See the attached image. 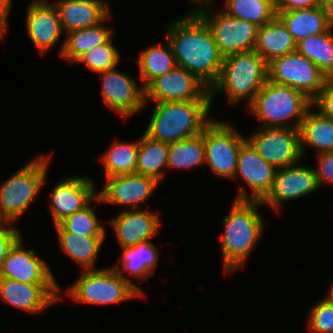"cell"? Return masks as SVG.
<instances>
[{"label":"cell","mask_w":333,"mask_h":333,"mask_svg":"<svg viewBox=\"0 0 333 333\" xmlns=\"http://www.w3.org/2000/svg\"><path fill=\"white\" fill-rule=\"evenodd\" d=\"M168 150L169 143L154 140L143 132L139 138L136 173L161 183L167 171Z\"/></svg>","instance_id":"cell-29"},{"label":"cell","mask_w":333,"mask_h":333,"mask_svg":"<svg viewBox=\"0 0 333 333\" xmlns=\"http://www.w3.org/2000/svg\"><path fill=\"white\" fill-rule=\"evenodd\" d=\"M326 294L327 295H325V297L323 298L333 305V281H331V283L329 284V289Z\"/></svg>","instance_id":"cell-44"},{"label":"cell","mask_w":333,"mask_h":333,"mask_svg":"<svg viewBox=\"0 0 333 333\" xmlns=\"http://www.w3.org/2000/svg\"><path fill=\"white\" fill-rule=\"evenodd\" d=\"M167 169H194L205 164L202 133L169 144Z\"/></svg>","instance_id":"cell-33"},{"label":"cell","mask_w":333,"mask_h":333,"mask_svg":"<svg viewBox=\"0 0 333 333\" xmlns=\"http://www.w3.org/2000/svg\"><path fill=\"white\" fill-rule=\"evenodd\" d=\"M277 17L296 43L304 38L326 33L330 29L321 5L309 9L277 10Z\"/></svg>","instance_id":"cell-28"},{"label":"cell","mask_w":333,"mask_h":333,"mask_svg":"<svg viewBox=\"0 0 333 333\" xmlns=\"http://www.w3.org/2000/svg\"><path fill=\"white\" fill-rule=\"evenodd\" d=\"M327 24L333 29V0H321Z\"/></svg>","instance_id":"cell-43"},{"label":"cell","mask_w":333,"mask_h":333,"mask_svg":"<svg viewBox=\"0 0 333 333\" xmlns=\"http://www.w3.org/2000/svg\"><path fill=\"white\" fill-rule=\"evenodd\" d=\"M312 167L300 161L278 169L272 189L262 200L263 206H269L279 213L284 202L300 199L320 189Z\"/></svg>","instance_id":"cell-15"},{"label":"cell","mask_w":333,"mask_h":333,"mask_svg":"<svg viewBox=\"0 0 333 333\" xmlns=\"http://www.w3.org/2000/svg\"><path fill=\"white\" fill-rule=\"evenodd\" d=\"M321 5V0H285L277 10L309 9Z\"/></svg>","instance_id":"cell-41"},{"label":"cell","mask_w":333,"mask_h":333,"mask_svg":"<svg viewBox=\"0 0 333 333\" xmlns=\"http://www.w3.org/2000/svg\"><path fill=\"white\" fill-rule=\"evenodd\" d=\"M315 158L314 171L319 188L324 183L333 184V151L317 154Z\"/></svg>","instance_id":"cell-38"},{"label":"cell","mask_w":333,"mask_h":333,"mask_svg":"<svg viewBox=\"0 0 333 333\" xmlns=\"http://www.w3.org/2000/svg\"><path fill=\"white\" fill-rule=\"evenodd\" d=\"M277 173V169L266 162L246 140L238 153L237 169L233 180L240 179L244 185L240 186L236 197L237 200L262 201L270 192ZM252 193H248L250 191Z\"/></svg>","instance_id":"cell-14"},{"label":"cell","mask_w":333,"mask_h":333,"mask_svg":"<svg viewBox=\"0 0 333 333\" xmlns=\"http://www.w3.org/2000/svg\"><path fill=\"white\" fill-rule=\"evenodd\" d=\"M65 292L74 302L96 306L145 297L112 266L97 270L81 269L80 276Z\"/></svg>","instance_id":"cell-7"},{"label":"cell","mask_w":333,"mask_h":333,"mask_svg":"<svg viewBox=\"0 0 333 333\" xmlns=\"http://www.w3.org/2000/svg\"><path fill=\"white\" fill-rule=\"evenodd\" d=\"M25 17L29 39L41 55L54 48L63 32L55 5L47 0H32Z\"/></svg>","instance_id":"cell-20"},{"label":"cell","mask_w":333,"mask_h":333,"mask_svg":"<svg viewBox=\"0 0 333 333\" xmlns=\"http://www.w3.org/2000/svg\"><path fill=\"white\" fill-rule=\"evenodd\" d=\"M101 77V97L104 105L127 120L146 107L145 88L138 85L134 77L117 69L99 73Z\"/></svg>","instance_id":"cell-13"},{"label":"cell","mask_w":333,"mask_h":333,"mask_svg":"<svg viewBox=\"0 0 333 333\" xmlns=\"http://www.w3.org/2000/svg\"><path fill=\"white\" fill-rule=\"evenodd\" d=\"M246 139L277 170L295 165L303 159L299 129L257 127Z\"/></svg>","instance_id":"cell-11"},{"label":"cell","mask_w":333,"mask_h":333,"mask_svg":"<svg viewBox=\"0 0 333 333\" xmlns=\"http://www.w3.org/2000/svg\"><path fill=\"white\" fill-rule=\"evenodd\" d=\"M268 80L295 88L313 101L328 78L311 60L295 50L268 63Z\"/></svg>","instance_id":"cell-10"},{"label":"cell","mask_w":333,"mask_h":333,"mask_svg":"<svg viewBox=\"0 0 333 333\" xmlns=\"http://www.w3.org/2000/svg\"><path fill=\"white\" fill-rule=\"evenodd\" d=\"M312 105L324 117L333 121V79H328L323 90L312 101Z\"/></svg>","instance_id":"cell-39"},{"label":"cell","mask_w":333,"mask_h":333,"mask_svg":"<svg viewBox=\"0 0 333 333\" xmlns=\"http://www.w3.org/2000/svg\"><path fill=\"white\" fill-rule=\"evenodd\" d=\"M307 329L309 333L333 332V305L322 298L307 312Z\"/></svg>","instance_id":"cell-37"},{"label":"cell","mask_w":333,"mask_h":333,"mask_svg":"<svg viewBox=\"0 0 333 333\" xmlns=\"http://www.w3.org/2000/svg\"><path fill=\"white\" fill-rule=\"evenodd\" d=\"M53 4L65 34L96 26L112 12L102 0H57Z\"/></svg>","instance_id":"cell-22"},{"label":"cell","mask_w":333,"mask_h":333,"mask_svg":"<svg viewBox=\"0 0 333 333\" xmlns=\"http://www.w3.org/2000/svg\"><path fill=\"white\" fill-rule=\"evenodd\" d=\"M111 17L110 13L96 26L67 33L60 45V57L74 64L86 51L106 43L114 35V30L106 26V23L111 21Z\"/></svg>","instance_id":"cell-24"},{"label":"cell","mask_w":333,"mask_h":333,"mask_svg":"<svg viewBox=\"0 0 333 333\" xmlns=\"http://www.w3.org/2000/svg\"><path fill=\"white\" fill-rule=\"evenodd\" d=\"M60 284H30L15 279L0 278V299L26 313H43L62 301Z\"/></svg>","instance_id":"cell-16"},{"label":"cell","mask_w":333,"mask_h":333,"mask_svg":"<svg viewBox=\"0 0 333 333\" xmlns=\"http://www.w3.org/2000/svg\"><path fill=\"white\" fill-rule=\"evenodd\" d=\"M273 5L278 8L285 0H271Z\"/></svg>","instance_id":"cell-45"},{"label":"cell","mask_w":333,"mask_h":333,"mask_svg":"<svg viewBox=\"0 0 333 333\" xmlns=\"http://www.w3.org/2000/svg\"><path fill=\"white\" fill-rule=\"evenodd\" d=\"M211 106V101L155 103L144 133L169 144L198 135L213 120L209 117Z\"/></svg>","instance_id":"cell-3"},{"label":"cell","mask_w":333,"mask_h":333,"mask_svg":"<svg viewBox=\"0 0 333 333\" xmlns=\"http://www.w3.org/2000/svg\"><path fill=\"white\" fill-rule=\"evenodd\" d=\"M120 248L131 247L156 237L160 230V217L149 208L125 207L109 222Z\"/></svg>","instance_id":"cell-21"},{"label":"cell","mask_w":333,"mask_h":333,"mask_svg":"<svg viewBox=\"0 0 333 333\" xmlns=\"http://www.w3.org/2000/svg\"><path fill=\"white\" fill-rule=\"evenodd\" d=\"M139 139L135 142L115 141L100 155L106 177L136 173Z\"/></svg>","instance_id":"cell-31"},{"label":"cell","mask_w":333,"mask_h":333,"mask_svg":"<svg viewBox=\"0 0 333 333\" xmlns=\"http://www.w3.org/2000/svg\"><path fill=\"white\" fill-rule=\"evenodd\" d=\"M311 107L312 100L302 92L267 80L247 110L260 123L258 127L298 129Z\"/></svg>","instance_id":"cell-5"},{"label":"cell","mask_w":333,"mask_h":333,"mask_svg":"<svg viewBox=\"0 0 333 333\" xmlns=\"http://www.w3.org/2000/svg\"><path fill=\"white\" fill-rule=\"evenodd\" d=\"M253 50L269 63L276 57L295 51L296 42L283 22L276 16L272 21L258 28Z\"/></svg>","instance_id":"cell-27"},{"label":"cell","mask_w":333,"mask_h":333,"mask_svg":"<svg viewBox=\"0 0 333 333\" xmlns=\"http://www.w3.org/2000/svg\"><path fill=\"white\" fill-rule=\"evenodd\" d=\"M121 252L119 263L111 266L117 270L123 278L129 280L145 296L144 290L134 283V281H131L132 279L126 276L124 271H127L129 275L139 281L148 280L155 273L158 266L160 257L158 248L149 240L131 247L121 248Z\"/></svg>","instance_id":"cell-23"},{"label":"cell","mask_w":333,"mask_h":333,"mask_svg":"<svg viewBox=\"0 0 333 333\" xmlns=\"http://www.w3.org/2000/svg\"><path fill=\"white\" fill-rule=\"evenodd\" d=\"M21 237L19 228H15L13 223L0 224V266L7 257L10 249Z\"/></svg>","instance_id":"cell-40"},{"label":"cell","mask_w":333,"mask_h":333,"mask_svg":"<svg viewBox=\"0 0 333 333\" xmlns=\"http://www.w3.org/2000/svg\"><path fill=\"white\" fill-rule=\"evenodd\" d=\"M298 129L303 158L306 147L315 149L316 155L333 151V121L314 107L306 112Z\"/></svg>","instance_id":"cell-26"},{"label":"cell","mask_w":333,"mask_h":333,"mask_svg":"<svg viewBox=\"0 0 333 333\" xmlns=\"http://www.w3.org/2000/svg\"><path fill=\"white\" fill-rule=\"evenodd\" d=\"M59 248L83 270H97L96 261L106 237H86L67 232L60 224L54 225Z\"/></svg>","instance_id":"cell-25"},{"label":"cell","mask_w":333,"mask_h":333,"mask_svg":"<svg viewBox=\"0 0 333 333\" xmlns=\"http://www.w3.org/2000/svg\"><path fill=\"white\" fill-rule=\"evenodd\" d=\"M93 202L96 203L93 205ZM101 204V200L96 196L86 207L66 217L59 224L67 232L79 236L106 237V227L101 223L94 210L97 205L101 206Z\"/></svg>","instance_id":"cell-35"},{"label":"cell","mask_w":333,"mask_h":333,"mask_svg":"<svg viewBox=\"0 0 333 333\" xmlns=\"http://www.w3.org/2000/svg\"><path fill=\"white\" fill-rule=\"evenodd\" d=\"M54 185L49 197L54 225L86 207L97 196L95 183L88 176L67 175Z\"/></svg>","instance_id":"cell-18"},{"label":"cell","mask_w":333,"mask_h":333,"mask_svg":"<svg viewBox=\"0 0 333 333\" xmlns=\"http://www.w3.org/2000/svg\"><path fill=\"white\" fill-rule=\"evenodd\" d=\"M214 1L198 2L192 9L209 27L220 53L225 57L253 50L259 27L252 22L231 17L221 9L216 11Z\"/></svg>","instance_id":"cell-8"},{"label":"cell","mask_w":333,"mask_h":333,"mask_svg":"<svg viewBox=\"0 0 333 333\" xmlns=\"http://www.w3.org/2000/svg\"><path fill=\"white\" fill-rule=\"evenodd\" d=\"M221 10L258 27L266 25L277 16V8L271 0H224Z\"/></svg>","instance_id":"cell-34"},{"label":"cell","mask_w":333,"mask_h":333,"mask_svg":"<svg viewBox=\"0 0 333 333\" xmlns=\"http://www.w3.org/2000/svg\"><path fill=\"white\" fill-rule=\"evenodd\" d=\"M11 8L2 0H0V41L6 36L8 31V17L10 16Z\"/></svg>","instance_id":"cell-42"},{"label":"cell","mask_w":333,"mask_h":333,"mask_svg":"<svg viewBox=\"0 0 333 333\" xmlns=\"http://www.w3.org/2000/svg\"><path fill=\"white\" fill-rule=\"evenodd\" d=\"M296 51L311 60L328 78L333 79V29L296 43Z\"/></svg>","instance_id":"cell-32"},{"label":"cell","mask_w":333,"mask_h":333,"mask_svg":"<svg viewBox=\"0 0 333 333\" xmlns=\"http://www.w3.org/2000/svg\"><path fill=\"white\" fill-rule=\"evenodd\" d=\"M211 101L210 89L194 74L183 67L172 70L155 78L145 88V104L148 101Z\"/></svg>","instance_id":"cell-12"},{"label":"cell","mask_w":333,"mask_h":333,"mask_svg":"<svg viewBox=\"0 0 333 333\" xmlns=\"http://www.w3.org/2000/svg\"><path fill=\"white\" fill-rule=\"evenodd\" d=\"M4 1L10 8H12V0H2Z\"/></svg>","instance_id":"cell-46"},{"label":"cell","mask_w":333,"mask_h":333,"mask_svg":"<svg viewBox=\"0 0 333 333\" xmlns=\"http://www.w3.org/2000/svg\"><path fill=\"white\" fill-rule=\"evenodd\" d=\"M205 165L216 176L234 179L241 145L247 140L229 122L213 119L202 131Z\"/></svg>","instance_id":"cell-9"},{"label":"cell","mask_w":333,"mask_h":333,"mask_svg":"<svg viewBox=\"0 0 333 333\" xmlns=\"http://www.w3.org/2000/svg\"><path fill=\"white\" fill-rule=\"evenodd\" d=\"M21 237L10 249L0 266V278L15 279L30 284H58L47 261L24 248Z\"/></svg>","instance_id":"cell-19"},{"label":"cell","mask_w":333,"mask_h":333,"mask_svg":"<svg viewBox=\"0 0 333 333\" xmlns=\"http://www.w3.org/2000/svg\"><path fill=\"white\" fill-rule=\"evenodd\" d=\"M165 28L176 65L194 74L210 89L219 78L224 56L205 21L192 9Z\"/></svg>","instance_id":"cell-1"},{"label":"cell","mask_w":333,"mask_h":333,"mask_svg":"<svg viewBox=\"0 0 333 333\" xmlns=\"http://www.w3.org/2000/svg\"><path fill=\"white\" fill-rule=\"evenodd\" d=\"M232 203L222 220L225 227L221 235V259L226 275L244 268L264 230V220L258 212L262 201L234 199Z\"/></svg>","instance_id":"cell-2"},{"label":"cell","mask_w":333,"mask_h":333,"mask_svg":"<svg viewBox=\"0 0 333 333\" xmlns=\"http://www.w3.org/2000/svg\"><path fill=\"white\" fill-rule=\"evenodd\" d=\"M5 222L2 220V218L0 217V224H4Z\"/></svg>","instance_id":"cell-47"},{"label":"cell","mask_w":333,"mask_h":333,"mask_svg":"<svg viewBox=\"0 0 333 333\" xmlns=\"http://www.w3.org/2000/svg\"><path fill=\"white\" fill-rule=\"evenodd\" d=\"M106 181L97 191L101 202L129 206L128 209H141V204H146L160 186L155 178L138 173L106 177Z\"/></svg>","instance_id":"cell-17"},{"label":"cell","mask_w":333,"mask_h":333,"mask_svg":"<svg viewBox=\"0 0 333 333\" xmlns=\"http://www.w3.org/2000/svg\"><path fill=\"white\" fill-rule=\"evenodd\" d=\"M112 36L106 43L86 51L74 64H85L88 70L97 74L118 66L121 61L119 50L113 45Z\"/></svg>","instance_id":"cell-36"},{"label":"cell","mask_w":333,"mask_h":333,"mask_svg":"<svg viewBox=\"0 0 333 333\" xmlns=\"http://www.w3.org/2000/svg\"><path fill=\"white\" fill-rule=\"evenodd\" d=\"M53 155L54 152L35 156L0 184V217L5 223L16 225L43 186L47 185L48 168Z\"/></svg>","instance_id":"cell-6"},{"label":"cell","mask_w":333,"mask_h":333,"mask_svg":"<svg viewBox=\"0 0 333 333\" xmlns=\"http://www.w3.org/2000/svg\"><path fill=\"white\" fill-rule=\"evenodd\" d=\"M165 46L152 45L143 49L138 57L133 58L139 67V77L146 88L155 78L162 76L176 66L175 57L169 41Z\"/></svg>","instance_id":"cell-30"},{"label":"cell","mask_w":333,"mask_h":333,"mask_svg":"<svg viewBox=\"0 0 333 333\" xmlns=\"http://www.w3.org/2000/svg\"><path fill=\"white\" fill-rule=\"evenodd\" d=\"M268 80V63L254 50L224 57L217 82L210 88L211 102L217 93L226 94L228 103H246L247 108Z\"/></svg>","instance_id":"cell-4"}]
</instances>
